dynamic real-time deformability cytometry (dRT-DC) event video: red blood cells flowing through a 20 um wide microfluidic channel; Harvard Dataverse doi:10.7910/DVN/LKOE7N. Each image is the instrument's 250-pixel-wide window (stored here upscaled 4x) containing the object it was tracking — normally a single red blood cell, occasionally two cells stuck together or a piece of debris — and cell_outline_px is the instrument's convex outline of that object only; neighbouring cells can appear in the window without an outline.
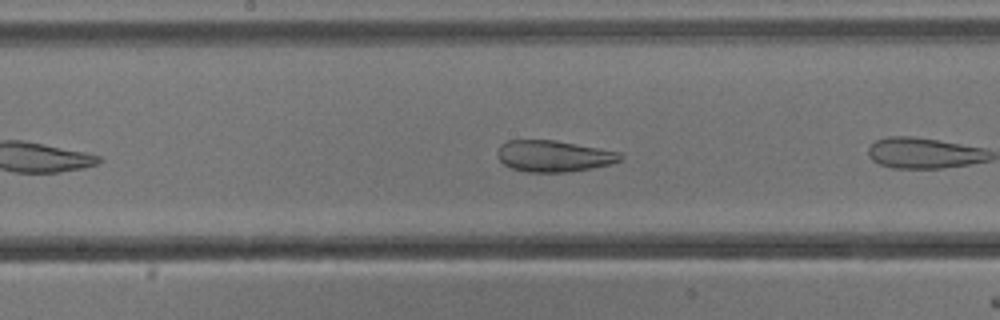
{"species": "common noctule bat (a hibernating species)", "species_latin": "Nyctalus noctula", "temperature_condition": "cold", "stored_images_in_passage": 15, "camera_frame_rate_fps": 3000, "um_per_image_px": 0.085, "animal": {"sex": "male", "body_mass_g": 13.3}, "frame": {"image": 1, "passage_image": 11, "time_ms": 3.333, "image_size_px": [1000, 320], "cell_outline_px": [[624, 156], [620, 160], [612, 164], [592, 168], [568, 172], [528, 172], [512, 168], [504, 164], [500, 160], [496, 152], [500, 144], [508, 140], [556, 140], [620, 152]], "centroid_in_image_um": [47.07, 13.26], "position_along_channel_um": 201.1, "area_um2": 22.54}}